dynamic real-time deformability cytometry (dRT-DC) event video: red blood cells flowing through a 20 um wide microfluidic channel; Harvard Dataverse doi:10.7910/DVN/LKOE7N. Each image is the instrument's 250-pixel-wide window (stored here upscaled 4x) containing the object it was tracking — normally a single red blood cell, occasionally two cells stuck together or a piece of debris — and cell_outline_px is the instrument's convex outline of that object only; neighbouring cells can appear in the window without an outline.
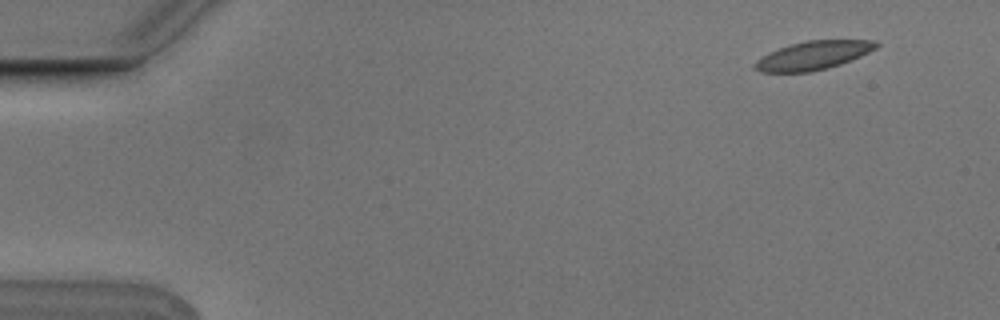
{"species": "Egyptian fruit bat (a non-hibernating species)", "species_latin": "Rousettus aegyptiacus", "temperature_condition": "cold", "stored_images_in_passage": 2, "camera_frame_rate_fps": 3000, "um_per_image_px": 0.085, "animal": {"sex": "male"}, "frame": {"image": 1, "passage_image": 1, "time_ms": 0.0, "image_size_px": [1000, 320], "cell_outline_px": [[880, 44], [876, 48], [860, 56], [840, 64], [828, 68], [812, 72], [760, 72], [752, 68], [752, 64], [756, 60], [768, 52], [792, 44], [808, 40], [876, 40]], "centroid_in_image_um": [69.09, 4.72], "position_along_channel_um": 15.9, "area_um2": 20.23}}